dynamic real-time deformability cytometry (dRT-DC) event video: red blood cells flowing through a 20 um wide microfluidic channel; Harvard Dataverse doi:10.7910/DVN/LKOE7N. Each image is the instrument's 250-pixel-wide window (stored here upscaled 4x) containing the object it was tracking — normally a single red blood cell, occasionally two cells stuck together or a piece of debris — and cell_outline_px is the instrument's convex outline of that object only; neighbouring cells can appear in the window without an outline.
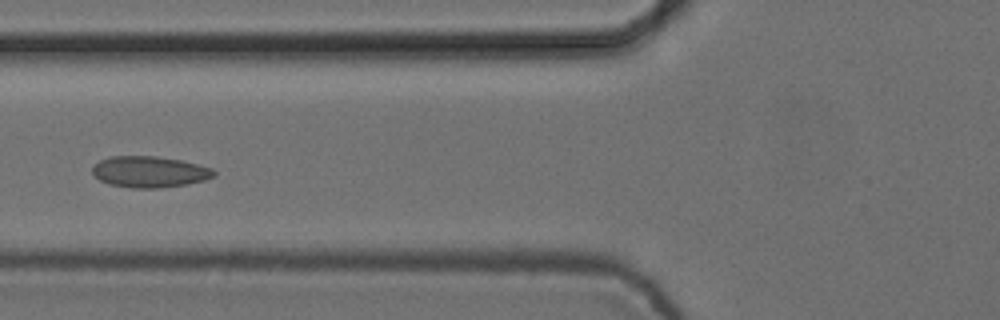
{"species": "common noctule bat (a hibernating species)", "species_latin": "Nyctalus noctula", "temperature_condition": "cold", "stored_images_in_passage": 5, "camera_frame_rate_fps": 3000, "um_per_image_px": 0.085, "animal": {"sex": "female", "body_mass_g": 24.6, "forearm_length_mm": 56.2}, "frame": {"image": 1, "passage_image": 5, "time_ms": 1.333, "image_size_px": [1000, 320], "cell_outline_px": [[216, 176], [204, 180], [188, 184], [160, 188], [132, 188], [108, 184], [100, 180], [92, 172], [92, 168], [100, 160], [112, 156], [156, 156], [180, 160], [212, 168], [216, 172]], "centroid_in_image_um": [12.73, 14.61], "position_along_channel_um": 113.1, "area_um2": 22.08}}